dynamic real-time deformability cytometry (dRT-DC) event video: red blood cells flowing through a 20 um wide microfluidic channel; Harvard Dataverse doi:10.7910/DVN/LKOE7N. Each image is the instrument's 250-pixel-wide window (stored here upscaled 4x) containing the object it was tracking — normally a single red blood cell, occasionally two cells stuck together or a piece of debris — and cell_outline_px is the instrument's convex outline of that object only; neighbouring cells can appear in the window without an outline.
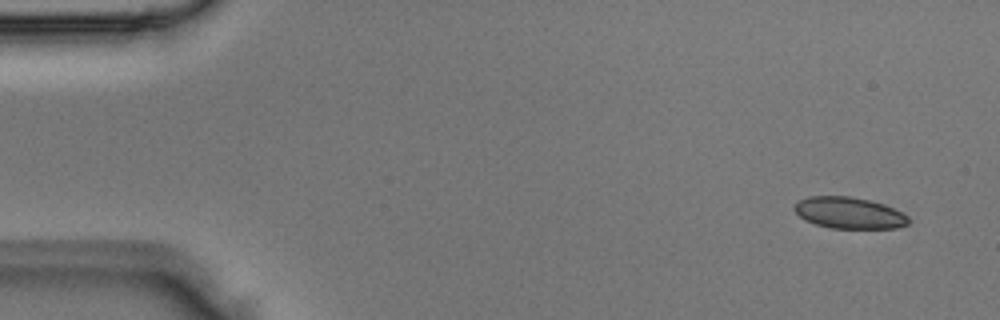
{"species": "Egyptian fruit bat (a non-hibernating species)", "species_latin": "Rousettus aegyptiacus", "temperature_condition": "room temperature", "stored_images_in_passage": 3, "camera_frame_rate_fps": 3000, "um_per_image_px": 0.085, "animal": {"sex": "male"}, "frame": {"image": 1, "passage_image": 1, "time_ms": 0.0, "image_size_px": [1000, 320], "cell_outline_px": [[908, 224], [896, 228], [832, 228], [816, 224], [804, 220], [792, 208], [796, 200], [808, 196], [848, 196], [868, 200], [884, 204], [908, 216]], "centroid_in_image_um": [72.11, 18.09], "position_along_channel_um": 12.9, "area_um2": 20.87}}